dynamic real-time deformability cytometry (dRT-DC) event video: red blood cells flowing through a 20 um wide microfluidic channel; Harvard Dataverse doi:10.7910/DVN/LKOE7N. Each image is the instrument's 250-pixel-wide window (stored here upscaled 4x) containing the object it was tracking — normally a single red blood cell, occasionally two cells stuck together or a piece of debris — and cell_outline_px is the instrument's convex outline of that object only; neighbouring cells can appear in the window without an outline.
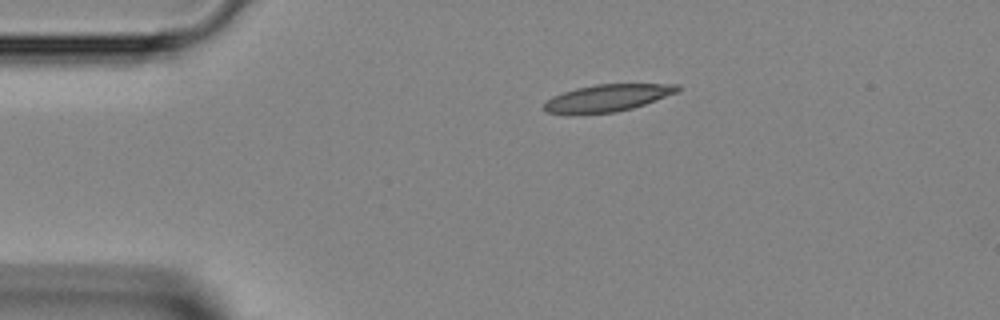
{"species": "Egyptian fruit bat (a non-hibernating species)", "species_latin": "Rousettus aegyptiacus", "temperature_condition": "room temperature", "stored_images_in_passage": 37, "camera_frame_rate_fps": 3000, "um_per_image_px": 0.085, "animal": {"sex": "female"}, "frame": {"image": 1, "passage_image": 1, "time_ms": 0.0, "image_size_px": [1000, 320], "cell_outline_px": [[680, 92], [632, 108], [616, 112], [580, 116], [568, 116], [544, 112], [540, 108], [552, 96], [576, 88], [596, 84], [680, 84]], "centroid_in_image_um": [51.55, 8.37], "position_along_channel_um": 33.5, "area_um2": 21.85}}
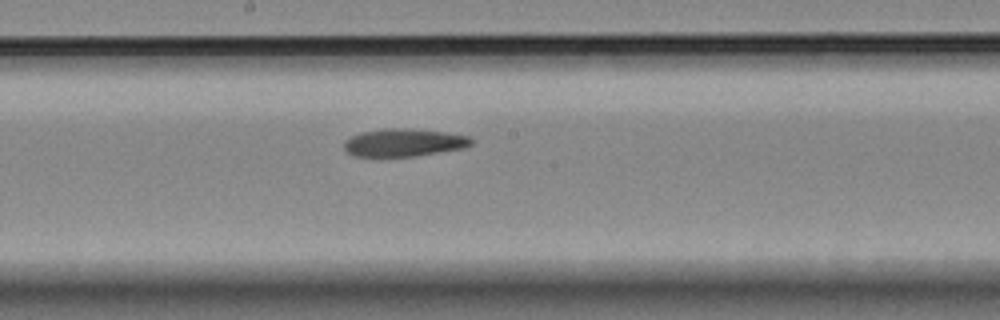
{"frame": {"image": 2, "passage_image": 16, "time_ms": 5.0, "image_size_px": [1000, 320], "cell_outline_px": [[472, 144], [464, 148], [416, 156], [352, 156], [344, 148], [344, 140], [360, 132], [384, 128], [408, 128], [444, 132], [468, 136], [472, 140]], "centroid_in_image_um": [34.3, 12.11], "position_along_channel_um": 213.9, "area_um2": 20.58}}
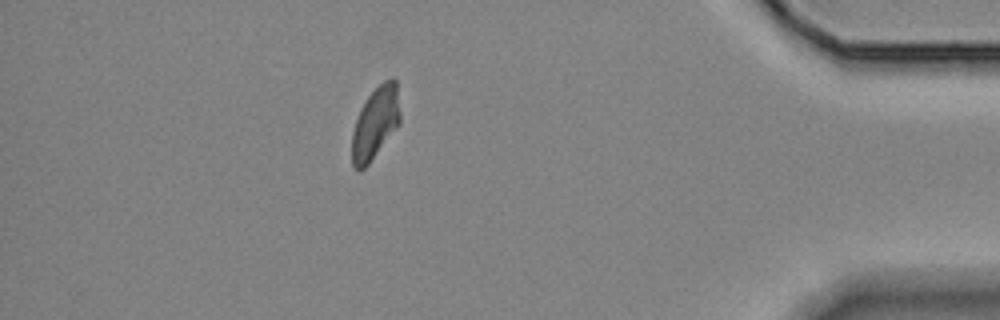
{"frame": {"image": 3, "passage_image": 32, "time_ms": 10.333, "image_size_px": [1000, 320], "cell_outline_px": [[400, 124], [368, 164], [360, 172], [356, 172], [352, 164], [352, 132], [360, 108], [364, 100], [384, 80], [392, 76], [396, 80], [400, 112]], "centroid_in_image_um": [31.9, 10.46], "position_along_channel_um": 403.3, "area_um2": 20.35}}